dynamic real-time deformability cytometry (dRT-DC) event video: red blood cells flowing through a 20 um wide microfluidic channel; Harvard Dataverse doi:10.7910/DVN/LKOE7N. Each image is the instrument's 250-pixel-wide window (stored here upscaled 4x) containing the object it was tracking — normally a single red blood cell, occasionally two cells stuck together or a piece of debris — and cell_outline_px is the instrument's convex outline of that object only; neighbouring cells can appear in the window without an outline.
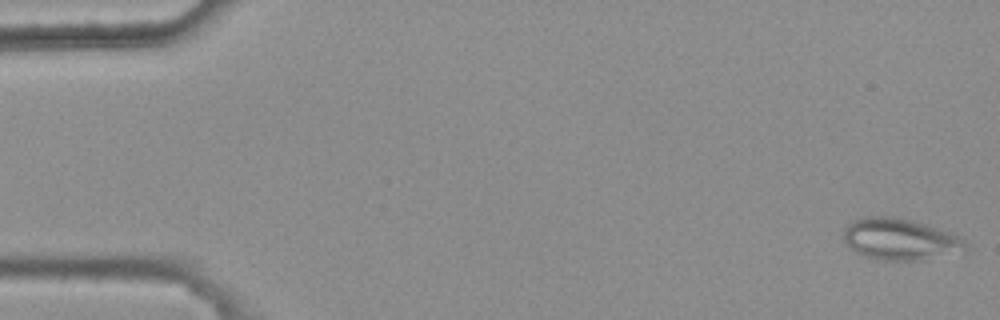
{"species": "common noctule bat (a hibernating species)", "species_latin": "Nyctalus noctula", "temperature_condition": "warm", "stored_images_in_passage": 5, "camera_frame_rate_fps": 3000, "um_per_image_px": 0.085, "animal": {"sex": "female", "body_mass_g": 25.1}, "frame": {"image": 1, "passage_image": 1, "time_ms": 0.0, "image_size_px": [1000, 320], "cell_outline_px": [[964, 248], [924, 260], [884, 260], [864, 256], [856, 252], [844, 240], [844, 228], [852, 220], [868, 216], [900, 216], [960, 236], [964, 240]], "centroid_in_image_um": [76.41, 20.3], "position_along_channel_um": 8.6, "area_um2": 28.9}}